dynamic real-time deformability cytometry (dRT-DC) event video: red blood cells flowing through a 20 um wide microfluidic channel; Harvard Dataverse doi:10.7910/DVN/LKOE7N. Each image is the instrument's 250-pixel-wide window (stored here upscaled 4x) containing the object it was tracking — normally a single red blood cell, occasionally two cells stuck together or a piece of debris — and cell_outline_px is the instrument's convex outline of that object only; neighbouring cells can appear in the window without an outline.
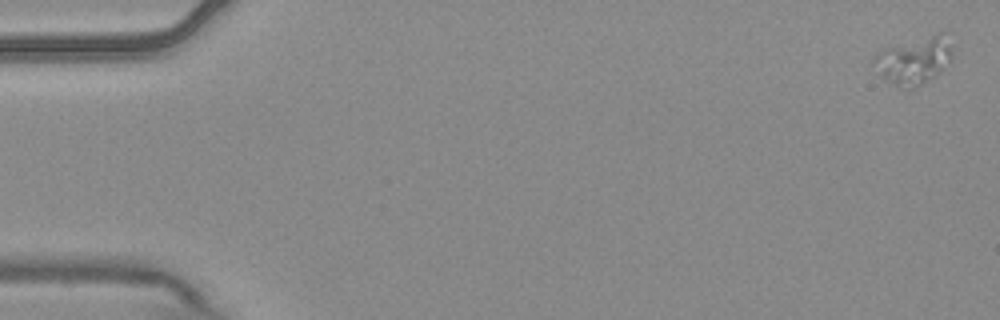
{"species": "common noctule bat (a hibernating species)", "species_latin": "Nyctalus noctula", "temperature_condition": "warm", "stored_images_in_passage": 6, "camera_frame_rate_fps": 3000, "um_per_image_px": 0.085, "animal": {"sex": "male", "body_mass_g": 20.4}, "frame": {"image": 1, "passage_image": 1, "time_ms": 0.0, "image_size_px": [1000, 320], "cell_outline_px": [[952, 56], [940, 72], [920, 84], [912, 88], [908, 88], [896, 84], [880, 76], [872, 60], [884, 48], [940, 32], [944, 32], [952, 48]], "centroid_in_image_um": [77.7, 5.11], "position_along_channel_um": 7.3, "area_um2": 20.87}}
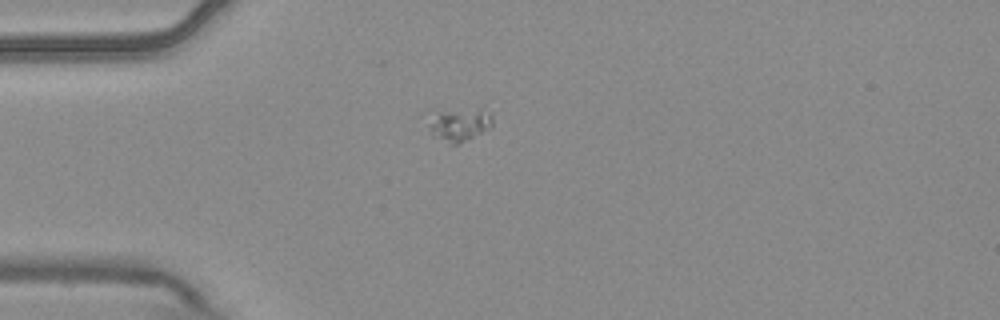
{"frame": {"image": 2, "passage_image": 5, "time_ms": 1.333, "image_size_px": [1000, 320], "cell_outline_px": [[492, 124], [488, 128], [460, 144], [452, 144], [440, 136], [420, 116], [428, 108], [484, 104], [492, 116]], "centroid_in_image_um": [38.96, 10.34], "position_along_channel_um": 46.0, "area_um2": 14.1}}
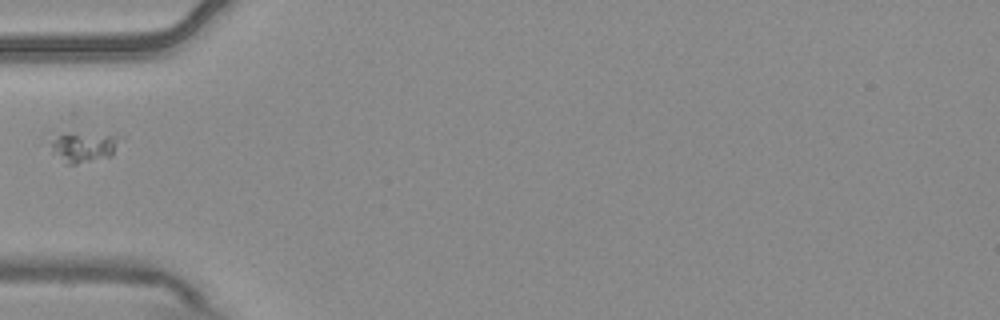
{"frame": {"image": 3, "passage_image": 6, "time_ms": 1.667, "image_size_px": [1000, 320], "cell_outline_px": [[116, 140], [112, 156], [76, 164], [68, 164], [52, 152], [52, 136], [64, 132], [108, 136]], "centroid_in_image_um": [6.97, 12.51], "position_along_channel_um": 78.0, "area_um2": 11.44}}